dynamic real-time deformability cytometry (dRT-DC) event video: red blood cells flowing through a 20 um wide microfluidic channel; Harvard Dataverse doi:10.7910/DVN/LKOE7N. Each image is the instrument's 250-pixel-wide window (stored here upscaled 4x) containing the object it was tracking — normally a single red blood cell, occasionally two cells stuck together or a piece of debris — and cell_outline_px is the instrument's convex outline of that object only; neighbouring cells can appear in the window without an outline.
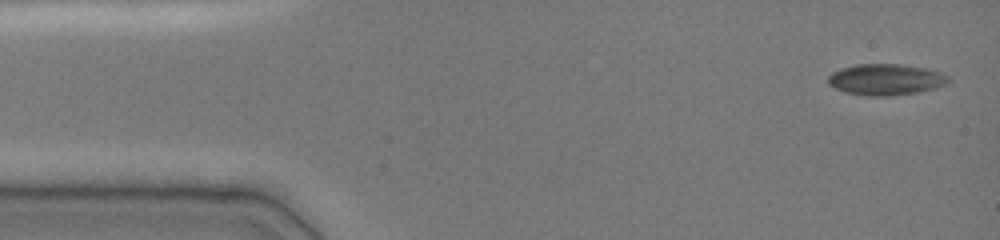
{"species": "common noctule bat (a hibernating species)", "species_latin": "Nyctalus noctula", "temperature_condition": "cold", "stored_images_in_passage": 8, "camera_frame_rate_fps": 3000, "um_per_image_px": 0.085, "animal": {"sex": "female", "body_mass_g": 19.0, "forearm_length_mm": 51.5}, "frame": {"image": 1, "passage_image": 1, "time_ms": 0.0, "image_size_px": [1000, 240], "cell_outline_px": [[948, 80], [944, 84], [936, 88], [916, 92], [888, 96], [868, 96], [844, 92], [828, 84], [828, 76], [832, 72], [840, 68], [856, 64], [900, 64], [928, 68], [940, 72], [948, 76]], "centroid_in_image_um": [75.26, 6.75], "position_along_channel_um": 9.7, "area_um2": 21.85}}
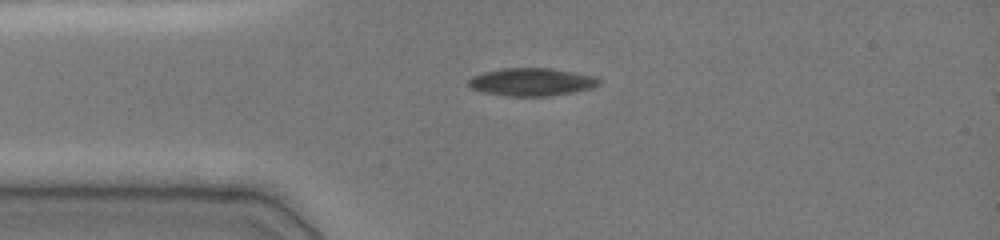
{"frame": {"image": 2, "passage_image": 6, "time_ms": 3.0, "image_size_px": [1000, 240], "cell_outline_px": [[600, 84], [592, 88], [572, 92], [548, 96], [504, 96], [484, 92], [472, 88], [468, 84], [468, 80], [472, 76], [484, 72], [504, 68], [548, 68], [596, 76], [600, 80]], "centroid_in_image_um": [45.19, 6.97], "position_along_channel_um": 39.8, "area_um2": 21.04}}